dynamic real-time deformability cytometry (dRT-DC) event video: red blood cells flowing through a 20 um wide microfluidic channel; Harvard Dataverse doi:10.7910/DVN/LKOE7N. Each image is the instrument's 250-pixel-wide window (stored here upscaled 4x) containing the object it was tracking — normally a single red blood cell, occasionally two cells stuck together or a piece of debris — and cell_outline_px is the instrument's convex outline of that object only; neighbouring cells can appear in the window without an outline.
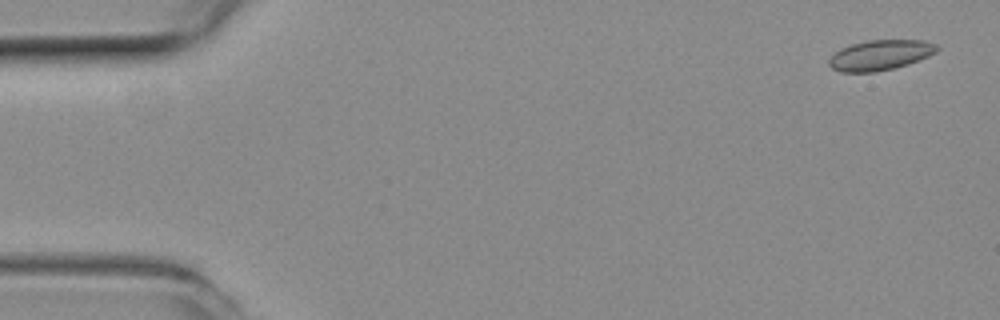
{"species": "common noctule bat (a hibernating species)", "species_latin": "Nyctalus noctula", "temperature_condition": "room temperature", "stored_images_in_passage": 52, "camera_frame_rate_fps": 3000, "um_per_image_px": 0.085, "animal": {"sex": "female", "body_mass_g": 19.3, "forearm_length_mm": 54.1}, "frame": {"image": 1, "passage_image": 2, "time_ms": 0.333, "image_size_px": [1000, 320], "cell_outline_px": [[940, 48], [936, 52], [928, 56], [908, 64], [876, 72], [840, 72], [832, 68], [828, 64], [828, 60], [840, 48], [852, 44], [868, 40], [924, 40], [936, 44]], "centroid_in_image_um": [74.82, 4.68], "position_along_channel_um": 10.2, "area_um2": 18.96}}
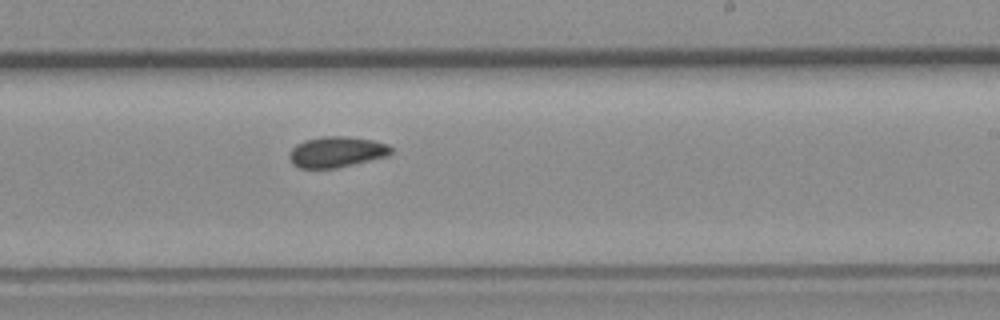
{"frame": {"image": 2, "passage_image": 31, "time_ms": 10.0, "image_size_px": [1000, 320], "cell_outline_px": [[392, 152], [388, 156], [336, 168], [300, 168], [292, 164], [288, 156], [292, 148], [296, 144], [304, 140], [324, 136], [348, 136], [372, 140], [388, 144], [392, 148]], "centroid_in_image_um": [28.6, 12.91], "position_along_channel_um": 260.4, "area_um2": 18.32}}
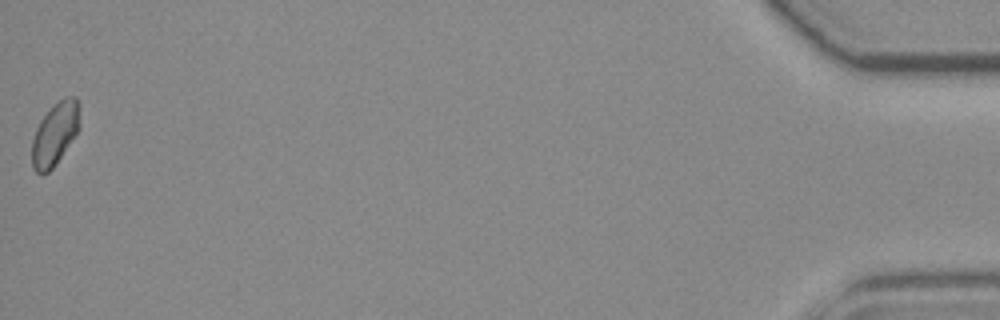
{"frame": {"image": 3, "passage_image": 52, "time_ms": 17.0, "image_size_px": [1000, 320], "cell_outline_px": [[80, 128], [56, 164], [48, 172], [36, 172], [32, 168], [32, 140], [36, 128], [40, 120], [64, 96], [76, 96], [80, 104]], "centroid_in_image_um": [4.7, 11.36], "position_along_channel_um": 430.5, "area_um2": 17.46}, "authors_computed_cell_mechanics": {"area_um2": 18.2359, "velocity_mm_per_s": 3.927, "shape_relaxation_time_tau1_ms": null, "shape_relaxation_time_tau2_ms": 5.4059, "deformation_change_tau1": null, "deformation_change_tau2": 0.0703}}